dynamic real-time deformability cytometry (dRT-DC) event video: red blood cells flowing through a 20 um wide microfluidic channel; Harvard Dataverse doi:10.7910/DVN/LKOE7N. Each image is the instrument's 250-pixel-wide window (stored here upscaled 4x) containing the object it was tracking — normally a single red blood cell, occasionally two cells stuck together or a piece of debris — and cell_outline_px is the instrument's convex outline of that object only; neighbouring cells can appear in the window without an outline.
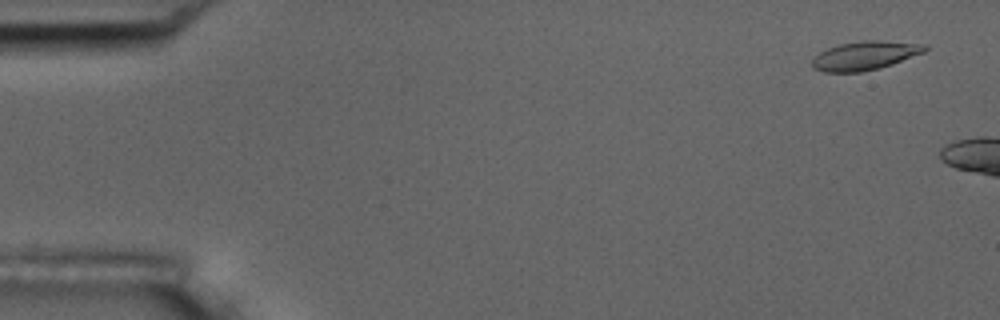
{"species": "common noctule bat (a hibernating species)", "species_latin": "Nyctalus noctula", "temperature_condition": "room temperature", "stored_images_in_passage": 8, "camera_frame_rate_fps": 3000, "um_per_image_px": 0.085, "animal": {"sex": "male", "body_mass_g": 17.5, "forearm_length_mm": 52.3}, "frame": {"image": 1, "passage_image": 3, "time_ms": 0.667, "image_size_px": [1000, 320], "cell_outline_px": [[928, 48], [924, 52], [892, 64], [880, 68], [860, 72], [824, 72], [812, 68], [812, 60], [820, 52], [828, 48], [840, 44], [864, 40], [880, 40], [928, 44]], "centroid_in_image_um": [73.54, 4.72], "position_along_channel_um": 11.5, "area_um2": 18.9}}